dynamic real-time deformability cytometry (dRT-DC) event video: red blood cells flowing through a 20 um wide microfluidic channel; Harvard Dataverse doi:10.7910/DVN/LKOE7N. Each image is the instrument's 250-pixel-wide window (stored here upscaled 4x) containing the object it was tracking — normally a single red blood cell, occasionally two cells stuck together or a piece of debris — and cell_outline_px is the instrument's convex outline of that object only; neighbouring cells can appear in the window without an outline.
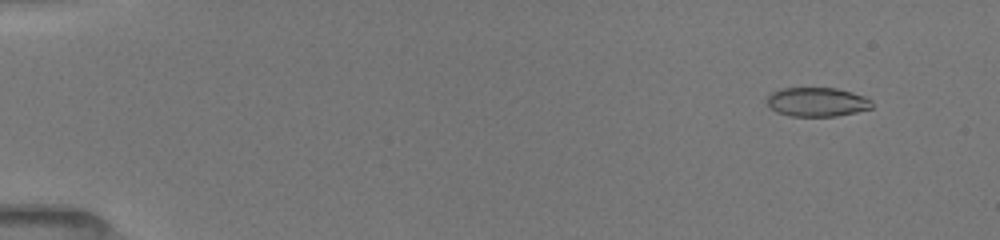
{"species": "common noctule bat (a hibernating species)", "species_latin": "Nyctalus noctula", "temperature_condition": "room temperature", "stored_images_in_passage": 13, "camera_frame_rate_fps": 3000, "um_per_image_px": 0.085, "animal": {"sex": "female", "body_mass_g": 19.5, "forearm_length_mm": 54.1}, "frame": {"image": 1, "passage_image": 3, "time_ms": 1.0, "image_size_px": [1000, 240], "cell_outline_px": [[872, 108], [856, 112], [836, 116], [792, 116], [776, 112], [768, 104], [768, 96], [772, 92], [780, 88], [836, 88], [852, 92], [864, 96], [872, 100]], "centroid_in_image_um": [69.47, 8.66], "position_along_channel_um": 15.5, "area_um2": 17.74}}
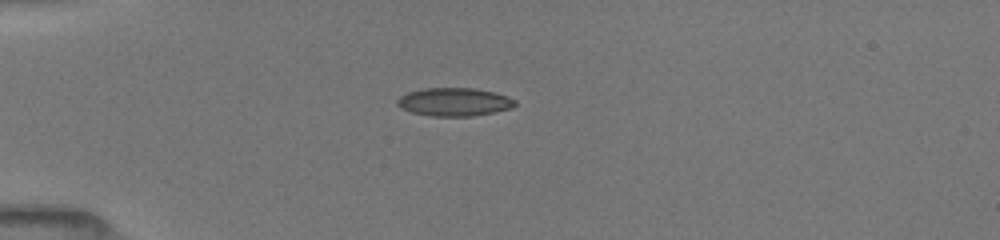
{"frame": {"image": 2, "passage_image": 10, "time_ms": 4.333, "image_size_px": [1000, 240], "cell_outline_px": [[516, 104], [512, 108], [472, 116], [432, 116], [412, 112], [400, 108], [396, 104], [396, 100], [400, 96], [408, 92], [424, 88], [476, 88], [496, 92], [508, 96], [516, 100]], "centroid_in_image_um": [38.61, 8.65], "position_along_channel_um": 46.4, "area_um2": 19.48}}
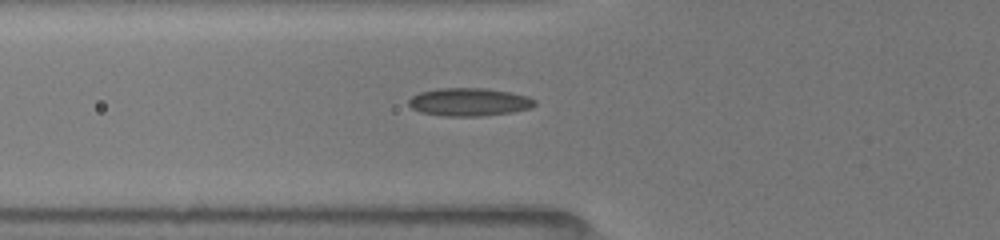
{"frame": {"image": 3, "passage_image": 13, "time_ms": 6.0, "image_size_px": [1000, 240], "cell_outline_px": [[536, 104], [532, 108], [512, 112], [480, 116], [440, 116], [420, 112], [412, 108], [408, 104], [408, 100], [412, 96], [420, 92], [440, 88], [488, 88], [528, 96], [536, 100]], "centroid_in_image_um": [39.88, 8.67], "position_along_channel_um": 85.9, "area_um2": 20.69}}